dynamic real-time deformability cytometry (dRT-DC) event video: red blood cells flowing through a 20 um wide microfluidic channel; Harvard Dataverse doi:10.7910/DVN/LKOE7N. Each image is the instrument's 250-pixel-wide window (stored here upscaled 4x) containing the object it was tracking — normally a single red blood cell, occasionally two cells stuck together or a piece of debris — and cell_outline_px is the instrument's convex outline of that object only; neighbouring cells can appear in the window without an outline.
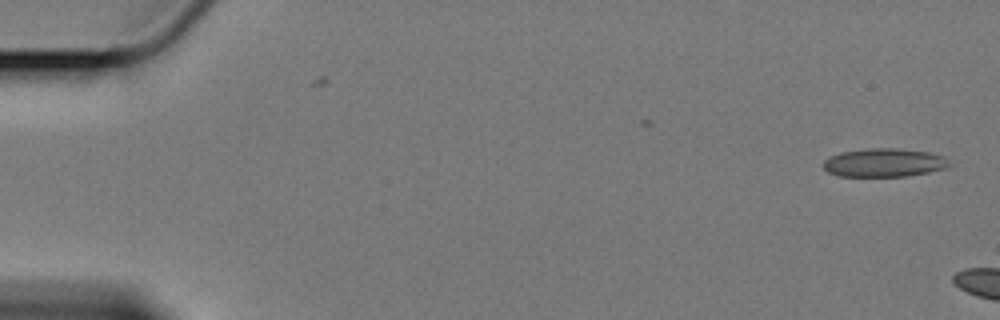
{"species": "Egyptian fruit bat (a non-hibernating species)", "species_latin": "Rousettus aegyptiacus", "temperature_condition": "cold", "stored_images_in_passage": 16, "camera_frame_rate_fps": 3000, "um_per_image_px": 0.085, "animal": {"sex": "female"}, "frame": {"image": 1, "passage_image": 1, "time_ms": 0.0, "image_size_px": [1000, 320], "cell_outline_px": [[956, 164], [948, 168], [908, 176], [836, 176], [828, 172], [824, 168], [824, 160], [828, 156], [840, 152], [868, 148], [896, 148], [928, 152], [944, 156]], "centroid_in_image_um": [75.2, 13.82], "position_along_channel_um": 9.8, "area_um2": 21.27}}
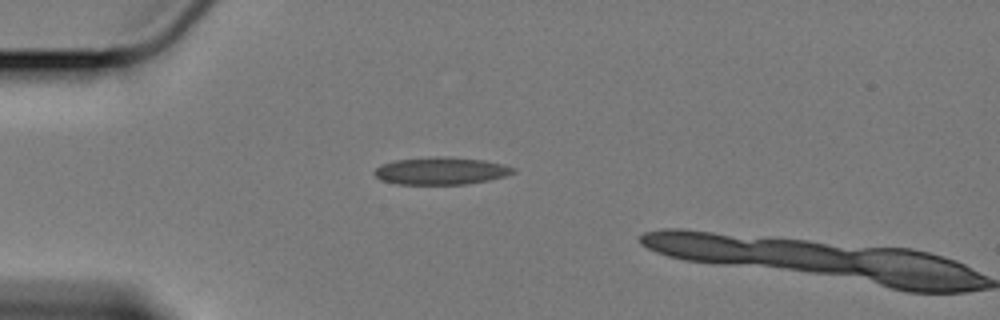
{"frame": {"image": 2, "passage_image": 15, "time_ms": 4.667, "image_size_px": [1000, 320], "cell_outline_px": [[516, 172], [504, 176], [488, 180], [468, 184], [396, 184], [380, 180], [372, 172], [380, 164], [396, 160], [436, 156], [484, 160], [504, 164], [516, 168]], "centroid_in_image_um": [37.47, 14.53], "position_along_channel_um": 47.5, "area_um2": 22.2}}